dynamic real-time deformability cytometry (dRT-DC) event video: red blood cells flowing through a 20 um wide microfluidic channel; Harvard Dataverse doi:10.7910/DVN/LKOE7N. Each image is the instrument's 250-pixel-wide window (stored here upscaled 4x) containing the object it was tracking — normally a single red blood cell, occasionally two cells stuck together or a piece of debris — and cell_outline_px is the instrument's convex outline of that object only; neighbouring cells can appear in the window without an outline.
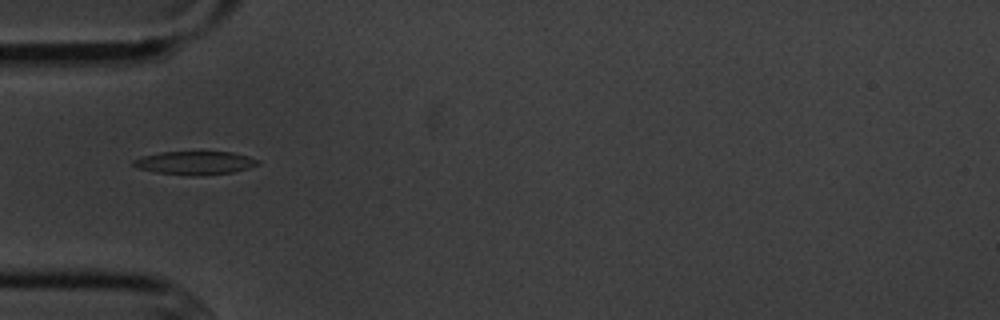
{"species": "common noctule bat (a hibernating species)", "species_latin": "Nyctalus noctula", "temperature_condition": "cold", "stored_images_in_passage": 4, "camera_frame_rate_fps": 3000, "um_per_image_px": 0.085, "animal": {"sex": "male", "body_mass_g": 20.1, "forearm_length_mm": 53.5}, "frame": {"image": 1, "passage_image": 3, "time_ms": 2.333, "image_size_px": [1000, 320], "cell_outline_px": [[260, 164], [248, 168], [232, 172], [196, 176], [188, 176], [156, 172], [136, 168], [132, 164], [132, 160], [144, 156], [160, 152], [200, 148], [232, 152], [248, 156], [260, 160]], "centroid_in_image_um": [16.58, 13.79], "position_along_channel_um": 68.4, "area_um2": 18.03}}
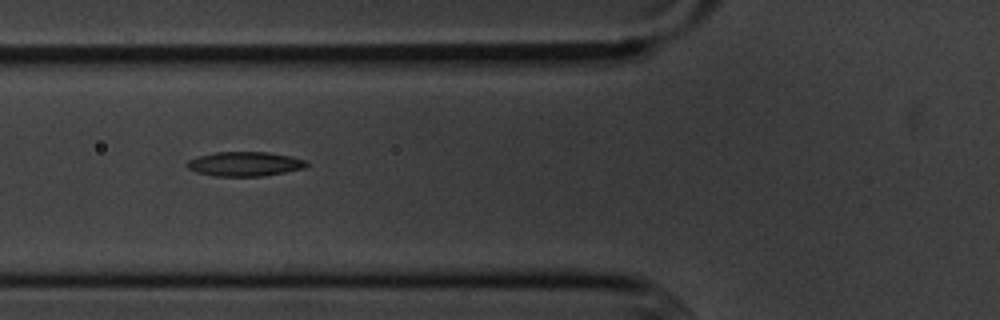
{"frame": {"image": 2, "passage_image": 4, "time_ms": 3.333, "image_size_px": [1000, 320], "cell_outline_px": [[308, 164], [304, 168], [264, 176], [216, 176], [196, 172], [188, 168], [184, 164], [188, 160], [196, 156], [216, 152], [268, 152], [288, 156], [304, 160]], "centroid_in_image_um": [20.74, 13.93], "position_along_channel_um": 105.1, "area_um2": 16.94}}